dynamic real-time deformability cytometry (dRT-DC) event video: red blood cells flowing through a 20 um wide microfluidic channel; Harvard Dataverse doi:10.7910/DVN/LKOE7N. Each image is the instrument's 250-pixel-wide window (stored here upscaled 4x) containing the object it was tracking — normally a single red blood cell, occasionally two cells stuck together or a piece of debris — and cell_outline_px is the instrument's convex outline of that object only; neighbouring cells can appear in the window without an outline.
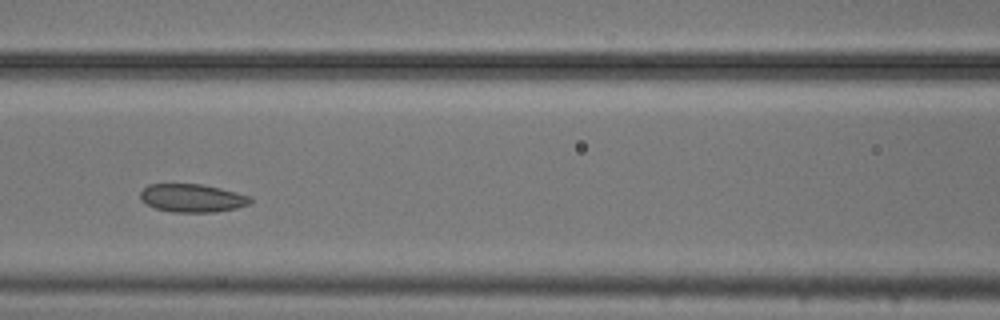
{"species": "common noctule bat (a hibernating species)", "species_latin": "Nyctalus noctula", "temperature_condition": "cold", "stored_images_in_passage": 5, "camera_frame_rate_fps": 3000, "um_per_image_px": 0.085, "animal": {"sex": "male", "body_mass_g": 20.5, "forearm_length_mm": 52.5}, "frame": {"image": 1, "passage_image": 4, "time_ms": 1.0, "image_size_px": [1000, 320], "cell_outline_px": [[252, 200], [248, 204], [236, 208], [216, 212], [172, 212], [152, 208], [144, 204], [140, 200], [140, 192], [148, 184], [204, 184], [252, 196]], "centroid_in_image_um": [16.3, 16.84], "position_along_channel_um": 150.3, "area_um2": 18.32}}
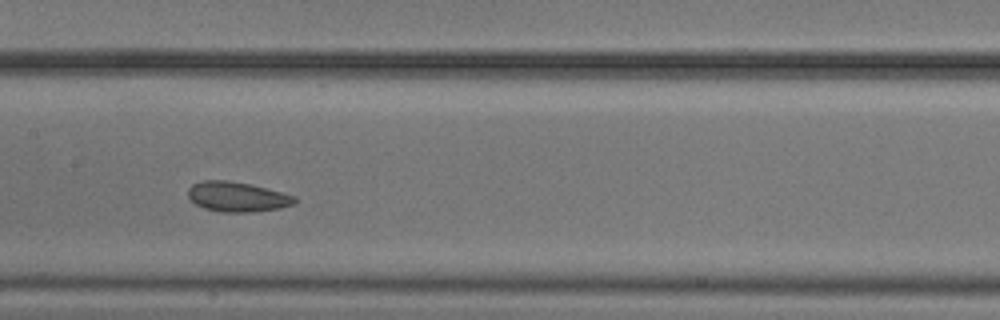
{"frame": {"image": 2, "passage_image": 5, "time_ms": 1.333, "image_size_px": [1000, 320], "cell_outline_px": [[296, 204], [280, 208], [252, 212], [220, 212], [204, 208], [196, 204], [188, 196], [188, 188], [192, 184], [204, 180], [228, 180], [252, 184], [296, 196]], "centroid_in_image_um": [20.18, 16.72], "position_along_channel_um": 187.2, "area_um2": 18.73}}